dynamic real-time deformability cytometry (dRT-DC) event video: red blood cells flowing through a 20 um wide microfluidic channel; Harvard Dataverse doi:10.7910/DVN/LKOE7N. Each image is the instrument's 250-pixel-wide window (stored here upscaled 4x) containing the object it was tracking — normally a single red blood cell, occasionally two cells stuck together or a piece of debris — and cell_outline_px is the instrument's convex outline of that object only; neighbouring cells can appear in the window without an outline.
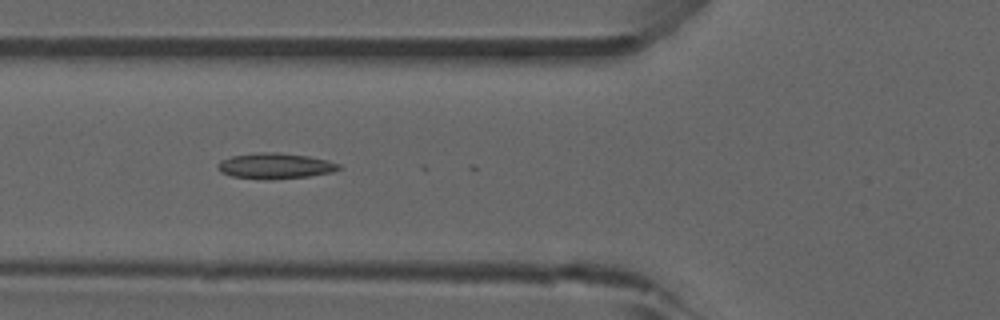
{"species": "common noctule bat (a hibernating species)", "species_latin": "Nyctalus noctula", "temperature_condition": "room temperature", "stored_images_in_passage": 18, "camera_frame_rate_fps": 3000, "um_per_image_px": 0.085, "animal": {"sex": "male", "forearm_length_mm": 52.5}, "frame": {"image": 1, "passage_image": 17, "time_ms": 5.333, "image_size_px": [1000, 320], "cell_outline_px": [[344, 168], [332, 172], [308, 176], [232, 176], [220, 172], [216, 168], [216, 164], [220, 160], [232, 156], [256, 152], [276, 152], [308, 156], [328, 160], [340, 164]], "centroid_in_image_um": [23.41, 14.04], "position_along_channel_um": 102.4, "area_um2": 17.22}}